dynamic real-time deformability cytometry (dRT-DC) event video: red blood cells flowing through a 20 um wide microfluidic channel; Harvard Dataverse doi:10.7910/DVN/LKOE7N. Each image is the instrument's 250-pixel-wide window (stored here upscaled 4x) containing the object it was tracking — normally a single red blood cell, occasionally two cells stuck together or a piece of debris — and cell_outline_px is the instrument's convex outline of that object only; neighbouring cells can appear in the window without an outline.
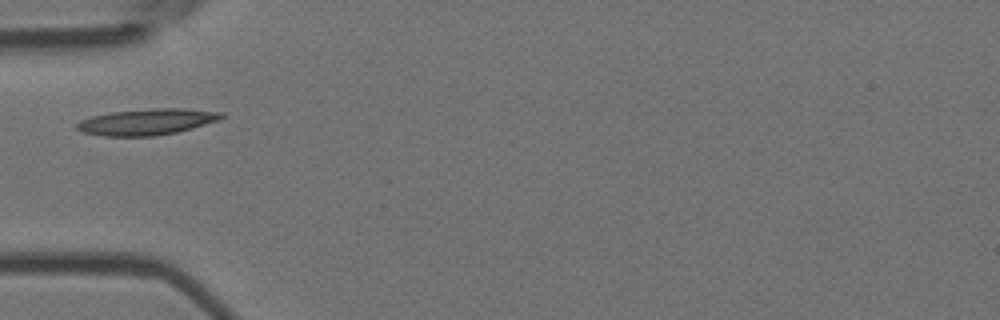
{"species": "Egyptian fruit bat (a non-hibernating species)", "species_latin": "Rousettus aegyptiacus", "temperature_condition": "room temperature", "stored_images_in_passage": 23, "camera_frame_rate_fps": 3000, "um_per_image_px": 0.085, "animal": {"sex": "female"}, "frame": {"image": 1, "passage_image": 1, "time_ms": 0.0, "image_size_px": [1000, 320], "cell_outline_px": [[224, 116], [220, 120], [192, 128], [176, 132], [156, 136], [104, 136], [84, 132], [76, 128], [76, 124], [80, 120], [92, 116], [112, 112], [156, 108], [180, 108], [224, 112]], "centroid_in_image_um": [12.51, 10.35], "position_along_channel_um": 72.5, "area_um2": 21.96}}
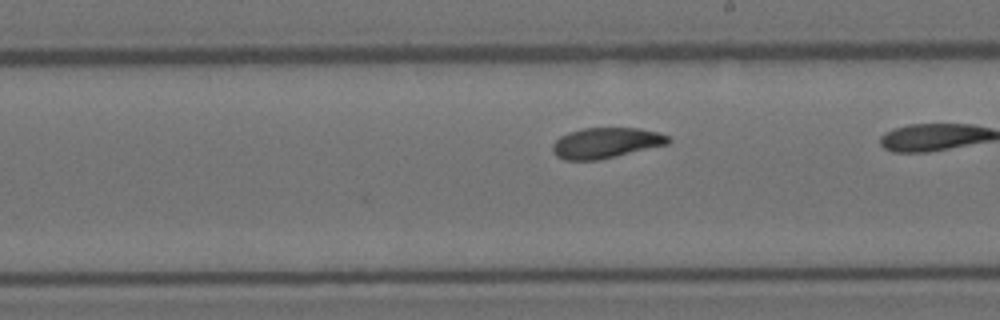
{"frame": {"image": 2, "passage_image": 12, "time_ms": 3.667, "image_size_px": [1000, 320], "cell_outline_px": [[672, 140], [668, 144], [600, 160], [564, 160], [556, 156], [552, 152], [552, 144], [560, 136], [568, 132], [580, 128], [640, 128], [656, 132], [668, 136]], "centroid_in_image_um": [51.47, 12.15], "position_along_channel_um": 237.5, "area_um2": 20.75}}